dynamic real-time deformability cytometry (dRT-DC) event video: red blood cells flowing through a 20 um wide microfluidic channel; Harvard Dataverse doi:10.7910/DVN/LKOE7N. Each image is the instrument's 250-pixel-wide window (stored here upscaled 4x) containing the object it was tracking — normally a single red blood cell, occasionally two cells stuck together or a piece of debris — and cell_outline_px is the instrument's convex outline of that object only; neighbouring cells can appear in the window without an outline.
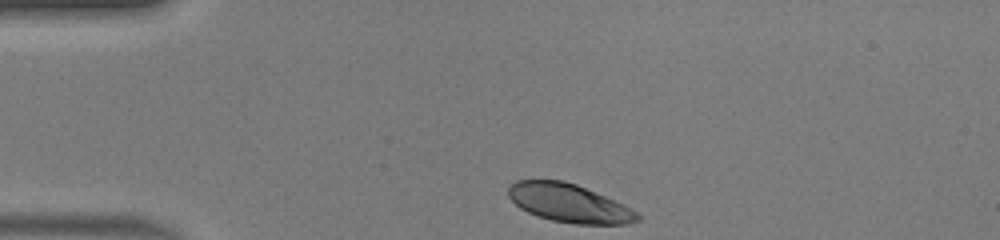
{"species": "human", "species_latin": "Homo sapiens", "temperature_condition": "warm", "stored_images_in_passage": 32, "camera_frame_rate_fps": 3000, "um_per_image_px": 0.085, "donor": {"sex": "male"}, "frame": {"image": 1, "passage_image": 1, "time_ms": 0.0, "image_size_px": [1000, 240], "cell_outline_px": [[640, 220], [628, 224], [576, 224], [552, 220], [528, 212], [520, 208], [508, 196], [508, 188], [516, 180], [564, 180], [576, 184], [604, 196], [636, 212], [640, 216]], "centroid_in_image_um": [48.34, 17.26], "position_along_channel_um": 36.7, "area_um2": 28.38}}
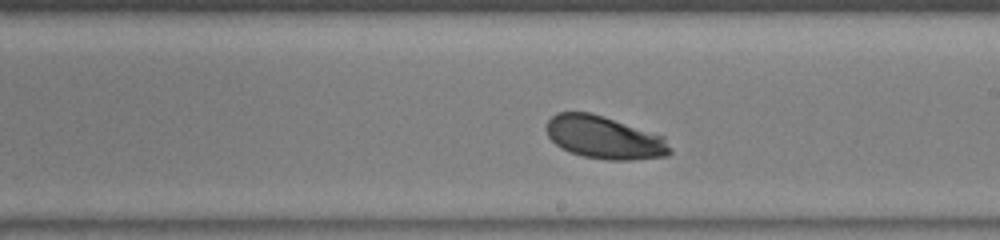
{"frame": {"image": 2, "passage_image": 19, "time_ms": 6.0, "image_size_px": [1000, 240], "cell_outline_px": [[672, 152], [668, 156], [632, 160], [608, 160], [584, 156], [572, 152], [556, 144], [548, 136], [548, 120], [556, 112], [588, 112], [604, 116], [664, 136], [672, 148]], "centroid_in_image_um": [51.43, 11.69], "position_along_channel_um": 237.6, "area_um2": 30.63}}
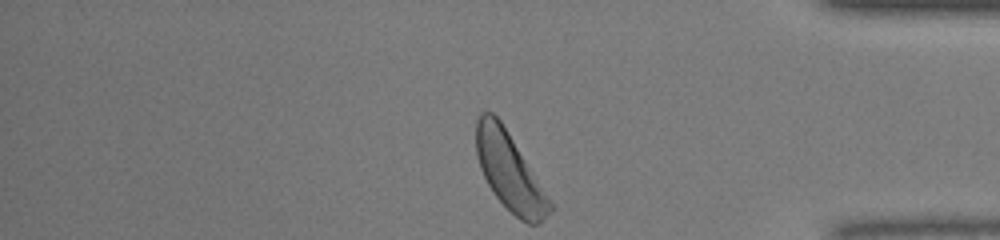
{"frame": {"image": 3, "passage_image": 32, "time_ms": 10.333, "image_size_px": [1000, 240], "cell_outline_px": [[556, 208], [540, 224], [528, 224], [520, 220], [492, 192], [480, 168], [476, 156], [476, 120], [480, 112], [492, 112], [500, 120]], "centroid_in_image_um": [43.32, 14.61], "position_along_channel_um": 391.9, "area_um2": 33.06}, "authors_computed_cell_mechanics": {"area_um2": 30.7207, "velocity_mm_per_s": 4.095, "shape_relaxation_time_tau1_ms": 2.0763, "shape_relaxation_time_tau2_ms": null, "deformation_change_tau1": 0.1345, "deformation_change_tau2": null}}